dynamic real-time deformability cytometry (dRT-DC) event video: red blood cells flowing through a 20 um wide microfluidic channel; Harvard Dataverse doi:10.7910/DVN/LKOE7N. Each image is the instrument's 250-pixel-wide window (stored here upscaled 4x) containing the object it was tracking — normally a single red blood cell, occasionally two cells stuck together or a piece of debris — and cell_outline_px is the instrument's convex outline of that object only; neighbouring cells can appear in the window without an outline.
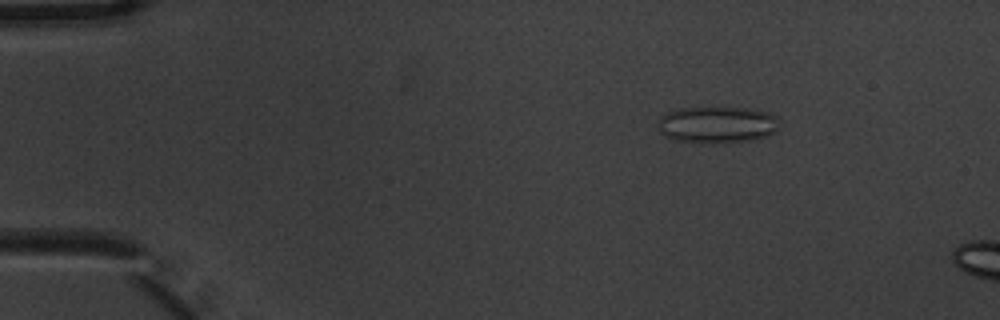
{"species": "common noctule bat (a hibernating species)", "species_latin": "Nyctalus noctula", "temperature_condition": "warm", "stored_images_in_passage": 6, "camera_frame_rate_fps": 3000, "um_per_image_px": 0.085, "animal": {"sex": "male", "body_mass_g": 20.1, "forearm_length_mm": 53.5}, "frame": {"image": 1, "passage_image": 3, "time_ms": 0.667, "image_size_px": [1000, 320], "cell_outline_px": [[780, 120], [776, 132], [768, 136], [756, 140], [676, 140], [664, 136], [660, 132], [660, 116], [668, 112], [680, 108], [748, 108], [768, 112], [776, 116]], "centroid_in_image_um": [61.03, 10.55], "position_along_channel_um": 24.0, "area_um2": 25.03}}